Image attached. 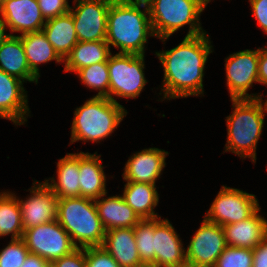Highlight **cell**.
I'll return each instance as SVG.
<instances>
[{
    "label": "cell",
    "instance_id": "obj_1",
    "mask_svg": "<svg viewBox=\"0 0 267 267\" xmlns=\"http://www.w3.org/2000/svg\"><path fill=\"white\" fill-rule=\"evenodd\" d=\"M212 48L208 34L203 33L185 36L176 47L155 53L164 68L162 100L204 94V69Z\"/></svg>",
    "mask_w": 267,
    "mask_h": 267
},
{
    "label": "cell",
    "instance_id": "obj_2",
    "mask_svg": "<svg viewBox=\"0 0 267 267\" xmlns=\"http://www.w3.org/2000/svg\"><path fill=\"white\" fill-rule=\"evenodd\" d=\"M150 36L155 35L146 5L130 0L110 3L106 31L109 46L120 49L118 53L145 55V44Z\"/></svg>",
    "mask_w": 267,
    "mask_h": 267
},
{
    "label": "cell",
    "instance_id": "obj_3",
    "mask_svg": "<svg viewBox=\"0 0 267 267\" xmlns=\"http://www.w3.org/2000/svg\"><path fill=\"white\" fill-rule=\"evenodd\" d=\"M231 101L233 111L226 117L225 152L230 151L244 159L251 158L252 162L256 163L257 143L262 135L267 113L266 102H263V98Z\"/></svg>",
    "mask_w": 267,
    "mask_h": 267
},
{
    "label": "cell",
    "instance_id": "obj_4",
    "mask_svg": "<svg viewBox=\"0 0 267 267\" xmlns=\"http://www.w3.org/2000/svg\"><path fill=\"white\" fill-rule=\"evenodd\" d=\"M126 114L127 110L120 103L93 96L74 111L71 143L79 140L100 143L114 132Z\"/></svg>",
    "mask_w": 267,
    "mask_h": 267
},
{
    "label": "cell",
    "instance_id": "obj_5",
    "mask_svg": "<svg viewBox=\"0 0 267 267\" xmlns=\"http://www.w3.org/2000/svg\"><path fill=\"white\" fill-rule=\"evenodd\" d=\"M57 221L77 248L103 245L106 230L98 216L95 200L81 196L58 199Z\"/></svg>",
    "mask_w": 267,
    "mask_h": 267
},
{
    "label": "cell",
    "instance_id": "obj_6",
    "mask_svg": "<svg viewBox=\"0 0 267 267\" xmlns=\"http://www.w3.org/2000/svg\"><path fill=\"white\" fill-rule=\"evenodd\" d=\"M147 7L153 33L163 42L184 25L186 37L206 33L199 20L206 7L199 0H153Z\"/></svg>",
    "mask_w": 267,
    "mask_h": 267
},
{
    "label": "cell",
    "instance_id": "obj_7",
    "mask_svg": "<svg viewBox=\"0 0 267 267\" xmlns=\"http://www.w3.org/2000/svg\"><path fill=\"white\" fill-rule=\"evenodd\" d=\"M144 55L116 53L108 58L109 70V99L118 103L114 98L135 99L147 83L145 79ZM113 95V96H112Z\"/></svg>",
    "mask_w": 267,
    "mask_h": 267
},
{
    "label": "cell",
    "instance_id": "obj_8",
    "mask_svg": "<svg viewBox=\"0 0 267 267\" xmlns=\"http://www.w3.org/2000/svg\"><path fill=\"white\" fill-rule=\"evenodd\" d=\"M22 239L31 254L39 255L50 264L77 249L57 220L24 230Z\"/></svg>",
    "mask_w": 267,
    "mask_h": 267
},
{
    "label": "cell",
    "instance_id": "obj_9",
    "mask_svg": "<svg viewBox=\"0 0 267 267\" xmlns=\"http://www.w3.org/2000/svg\"><path fill=\"white\" fill-rule=\"evenodd\" d=\"M259 208L254 194L223 185L204 218L224 226L248 219Z\"/></svg>",
    "mask_w": 267,
    "mask_h": 267
},
{
    "label": "cell",
    "instance_id": "obj_10",
    "mask_svg": "<svg viewBox=\"0 0 267 267\" xmlns=\"http://www.w3.org/2000/svg\"><path fill=\"white\" fill-rule=\"evenodd\" d=\"M259 48L242 50L225 59L228 92L231 100L260 99L261 94H248L254 82H258Z\"/></svg>",
    "mask_w": 267,
    "mask_h": 267
},
{
    "label": "cell",
    "instance_id": "obj_11",
    "mask_svg": "<svg viewBox=\"0 0 267 267\" xmlns=\"http://www.w3.org/2000/svg\"><path fill=\"white\" fill-rule=\"evenodd\" d=\"M226 247L223 227L204 218L186 248L187 265L214 267Z\"/></svg>",
    "mask_w": 267,
    "mask_h": 267
},
{
    "label": "cell",
    "instance_id": "obj_12",
    "mask_svg": "<svg viewBox=\"0 0 267 267\" xmlns=\"http://www.w3.org/2000/svg\"><path fill=\"white\" fill-rule=\"evenodd\" d=\"M113 0H74L70 7L78 41L106 40L107 18ZM75 9V10H74Z\"/></svg>",
    "mask_w": 267,
    "mask_h": 267
},
{
    "label": "cell",
    "instance_id": "obj_13",
    "mask_svg": "<svg viewBox=\"0 0 267 267\" xmlns=\"http://www.w3.org/2000/svg\"><path fill=\"white\" fill-rule=\"evenodd\" d=\"M29 191L26 200L18 198L24 230L57 220L58 198L46 182L35 180Z\"/></svg>",
    "mask_w": 267,
    "mask_h": 267
},
{
    "label": "cell",
    "instance_id": "obj_14",
    "mask_svg": "<svg viewBox=\"0 0 267 267\" xmlns=\"http://www.w3.org/2000/svg\"><path fill=\"white\" fill-rule=\"evenodd\" d=\"M153 249L155 267H184L186 250L182 240L168 219H154Z\"/></svg>",
    "mask_w": 267,
    "mask_h": 267
},
{
    "label": "cell",
    "instance_id": "obj_15",
    "mask_svg": "<svg viewBox=\"0 0 267 267\" xmlns=\"http://www.w3.org/2000/svg\"><path fill=\"white\" fill-rule=\"evenodd\" d=\"M23 83L0 69V118L11 120L15 125L25 124L30 113Z\"/></svg>",
    "mask_w": 267,
    "mask_h": 267
},
{
    "label": "cell",
    "instance_id": "obj_16",
    "mask_svg": "<svg viewBox=\"0 0 267 267\" xmlns=\"http://www.w3.org/2000/svg\"><path fill=\"white\" fill-rule=\"evenodd\" d=\"M0 17L13 32L42 31L46 20L41 14L38 0H8L0 6Z\"/></svg>",
    "mask_w": 267,
    "mask_h": 267
},
{
    "label": "cell",
    "instance_id": "obj_17",
    "mask_svg": "<svg viewBox=\"0 0 267 267\" xmlns=\"http://www.w3.org/2000/svg\"><path fill=\"white\" fill-rule=\"evenodd\" d=\"M168 151L147 148L129 157L124 167L123 179L126 182H139L155 185L160 178Z\"/></svg>",
    "mask_w": 267,
    "mask_h": 267
},
{
    "label": "cell",
    "instance_id": "obj_18",
    "mask_svg": "<svg viewBox=\"0 0 267 267\" xmlns=\"http://www.w3.org/2000/svg\"><path fill=\"white\" fill-rule=\"evenodd\" d=\"M259 208L246 220L222 226L228 246L254 249L267 236V220Z\"/></svg>",
    "mask_w": 267,
    "mask_h": 267
},
{
    "label": "cell",
    "instance_id": "obj_19",
    "mask_svg": "<svg viewBox=\"0 0 267 267\" xmlns=\"http://www.w3.org/2000/svg\"><path fill=\"white\" fill-rule=\"evenodd\" d=\"M103 248L121 267H146L138 254L134 228H117L105 231Z\"/></svg>",
    "mask_w": 267,
    "mask_h": 267
},
{
    "label": "cell",
    "instance_id": "obj_20",
    "mask_svg": "<svg viewBox=\"0 0 267 267\" xmlns=\"http://www.w3.org/2000/svg\"><path fill=\"white\" fill-rule=\"evenodd\" d=\"M102 195L95 200L98 216L104 229L134 228L140 221V217L125 202L123 196L107 197Z\"/></svg>",
    "mask_w": 267,
    "mask_h": 267
},
{
    "label": "cell",
    "instance_id": "obj_21",
    "mask_svg": "<svg viewBox=\"0 0 267 267\" xmlns=\"http://www.w3.org/2000/svg\"><path fill=\"white\" fill-rule=\"evenodd\" d=\"M101 155L91 153H79V185L80 196L96 200L107 194L106 176L101 165Z\"/></svg>",
    "mask_w": 267,
    "mask_h": 267
},
{
    "label": "cell",
    "instance_id": "obj_22",
    "mask_svg": "<svg viewBox=\"0 0 267 267\" xmlns=\"http://www.w3.org/2000/svg\"><path fill=\"white\" fill-rule=\"evenodd\" d=\"M0 69L23 82L38 83V77L30 70L19 35H10L0 45Z\"/></svg>",
    "mask_w": 267,
    "mask_h": 267
},
{
    "label": "cell",
    "instance_id": "obj_23",
    "mask_svg": "<svg viewBox=\"0 0 267 267\" xmlns=\"http://www.w3.org/2000/svg\"><path fill=\"white\" fill-rule=\"evenodd\" d=\"M79 153H67L57 162V182L55 178L44 180L58 199L80 196Z\"/></svg>",
    "mask_w": 267,
    "mask_h": 267
},
{
    "label": "cell",
    "instance_id": "obj_24",
    "mask_svg": "<svg viewBox=\"0 0 267 267\" xmlns=\"http://www.w3.org/2000/svg\"><path fill=\"white\" fill-rule=\"evenodd\" d=\"M42 31L63 61L78 42L73 17L70 12L46 20Z\"/></svg>",
    "mask_w": 267,
    "mask_h": 267
},
{
    "label": "cell",
    "instance_id": "obj_25",
    "mask_svg": "<svg viewBox=\"0 0 267 267\" xmlns=\"http://www.w3.org/2000/svg\"><path fill=\"white\" fill-rule=\"evenodd\" d=\"M106 40L83 42L78 41L70 54L64 59V72H77L81 68L96 63L107 62L112 54Z\"/></svg>",
    "mask_w": 267,
    "mask_h": 267
},
{
    "label": "cell",
    "instance_id": "obj_26",
    "mask_svg": "<svg viewBox=\"0 0 267 267\" xmlns=\"http://www.w3.org/2000/svg\"><path fill=\"white\" fill-rule=\"evenodd\" d=\"M123 198L125 202L134 210L140 219H157L154 208L159 202V194L156 185L126 182L124 185Z\"/></svg>",
    "mask_w": 267,
    "mask_h": 267
},
{
    "label": "cell",
    "instance_id": "obj_27",
    "mask_svg": "<svg viewBox=\"0 0 267 267\" xmlns=\"http://www.w3.org/2000/svg\"><path fill=\"white\" fill-rule=\"evenodd\" d=\"M20 38L29 68L38 78L40 77L39 64L48 63L52 60H55L57 63L63 62L47 40L43 31L28 32L20 35Z\"/></svg>",
    "mask_w": 267,
    "mask_h": 267
},
{
    "label": "cell",
    "instance_id": "obj_28",
    "mask_svg": "<svg viewBox=\"0 0 267 267\" xmlns=\"http://www.w3.org/2000/svg\"><path fill=\"white\" fill-rule=\"evenodd\" d=\"M9 191L0 192V236L11 234V239L23 236L21 210L18 197Z\"/></svg>",
    "mask_w": 267,
    "mask_h": 267
},
{
    "label": "cell",
    "instance_id": "obj_29",
    "mask_svg": "<svg viewBox=\"0 0 267 267\" xmlns=\"http://www.w3.org/2000/svg\"><path fill=\"white\" fill-rule=\"evenodd\" d=\"M76 74L86 87L99 91L96 97L109 98V70L107 62L79 69Z\"/></svg>",
    "mask_w": 267,
    "mask_h": 267
},
{
    "label": "cell",
    "instance_id": "obj_30",
    "mask_svg": "<svg viewBox=\"0 0 267 267\" xmlns=\"http://www.w3.org/2000/svg\"><path fill=\"white\" fill-rule=\"evenodd\" d=\"M154 219H142L135 227V241L139 257L146 267H155L153 249Z\"/></svg>",
    "mask_w": 267,
    "mask_h": 267
},
{
    "label": "cell",
    "instance_id": "obj_31",
    "mask_svg": "<svg viewBox=\"0 0 267 267\" xmlns=\"http://www.w3.org/2000/svg\"><path fill=\"white\" fill-rule=\"evenodd\" d=\"M252 264V249L227 245L214 267H252Z\"/></svg>",
    "mask_w": 267,
    "mask_h": 267
},
{
    "label": "cell",
    "instance_id": "obj_32",
    "mask_svg": "<svg viewBox=\"0 0 267 267\" xmlns=\"http://www.w3.org/2000/svg\"><path fill=\"white\" fill-rule=\"evenodd\" d=\"M29 253L22 238L11 239L0 251V267H21Z\"/></svg>",
    "mask_w": 267,
    "mask_h": 267
},
{
    "label": "cell",
    "instance_id": "obj_33",
    "mask_svg": "<svg viewBox=\"0 0 267 267\" xmlns=\"http://www.w3.org/2000/svg\"><path fill=\"white\" fill-rule=\"evenodd\" d=\"M86 267H121L103 246L85 248Z\"/></svg>",
    "mask_w": 267,
    "mask_h": 267
},
{
    "label": "cell",
    "instance_id": "obj_34",
    "mask_svg": "<svg viewBox=\"0 0 267 267\" xmlns=\"http://www.w3.org/2000/svg\"><path fill=\"white\" fill-rule=\"evenodd\" d=\"M38 4L45 20L67 14L71 7L68 0H38Z\"/></svg>",
    "mask_w": 267,
    "mask_h": 267
},
{
    "label": "cell",
    "instance_id": "obj_35",
    "mask_svg": "<svg viewBox=\"0 0 267 267\" xmlns=\"http://www.w3.org/2000/svg\"><path fill=\"white\" fill-rule=\"evenodd\" d=\"M50 267H86L85 248H77L69 255L53 261Z\"/></svg>",
    "mask_w": 267,
    "mask_h": 267
},
{
    "label": "cell",
    "instance_id": "obj_36",
    "mask_svg": "<svg viewBox=\"0 0 267 267\" xmlns=\"http://www.w3.org/2000/svg\"><path fill=\"white\" fill-rule=\"evenodd\" d=\"M253 16L257 19L260 29L267 34V0H249Z\"/></svg>",
    "mask_w": 267,
    "mask_h": 267
},
{
    "label": "cell",
    "instance_id": "obj_37",
    "mask_svg": "<svg viewBox=\"0 0 267 267\" xmlns=\"http://www.w3.org/2000/svg\"><path fill=\"white\" fill-rule=\"evenodd\" d=\"M252 267H267V236L253 249Z\"/></svg>",
    "mask_w": 267,
    "mask_h": 267
},
{
    "label": "cell",
    "instance_id": "obj_38",
    "mask_svg": "<svg viewBox=\"0 0 267 267\" xmlns=\"http://www.w3.org/2000/svg\"><path fill=\"white\" fill-rule=\"evenodd\" d=\"M258 83L267 86V47L259 48Z\"/></svg>",
    "mask_w": 267,
    "mask_h": 267
},
{
    "label": "cell",
    "instance_id": "obj_39",
    "mask_svg": "<svg viewBox=\"0 0 267 267\" xmlns=\"http://www.w3.org/2000/svg\"><path fill=\"white\" fill-rule=\"evenodd\" d=\"M21 267H50V263L39 255L29 253Z\"/></svg>",
    "mask_w": 267,
    "mask_h": 267
},
{
    "label": "cell",
    "instance_id": "obj_40",
    "mask_svg": "<svg viewBox=\"0 0 267 267\" xmlns=\"http://www.w3.org/2000/svg\"><path fill=\"white\" fill-rule=\"evenodd\" d=\"M6 27H7L6 23L3 21L2 18H0V45H2L10 35H13V34H5Z\"/></svg>",
    "mask_w": 267,
    "mask_h": 267
},
{
    "label": "cell",
    "instance_id": "obj_41",
    "mask_svg": "<svg viewBox=\"0 0 267 267\" xmlns=\"http://www.w3.org/2000/svg\"><path fill=\"white\" fill-rule=\"evenodd\" d=\"M134 3H138V4H141V5H148L150 4L153 0H130Z\"/></svg>",
    "mask_w": 267,
    "mask_h": 267
},
{
    "label": "cell",
    "instance_id": "obj_42",
    "mask_svg": "<svg viewBox=\"0 0 267 267\" xmlns=\"http://www.w3.org/2000/svg\"><path fill=\"white\" fill-rule=\"evenodd\" d=\"M205 7L211 0H199Z\"/></svg>",
    "mask_w": 267,
    "mask_h": 267
},
{
    "label": "cell",
    "instance_id": "obj_43",
    "mask_svg": "<svg viewBox=\"0 0 267 267\" xmlns=\"http://www.w3.org/2000/svg\"><path fill=\"white\" fill-rule=\"evenodd\" d=\"M8 0H0V6L3 5L5 2H7Z\"/></svg>",
    "mask_w": 267,
    "mask_h": 267
}]
</instances>
